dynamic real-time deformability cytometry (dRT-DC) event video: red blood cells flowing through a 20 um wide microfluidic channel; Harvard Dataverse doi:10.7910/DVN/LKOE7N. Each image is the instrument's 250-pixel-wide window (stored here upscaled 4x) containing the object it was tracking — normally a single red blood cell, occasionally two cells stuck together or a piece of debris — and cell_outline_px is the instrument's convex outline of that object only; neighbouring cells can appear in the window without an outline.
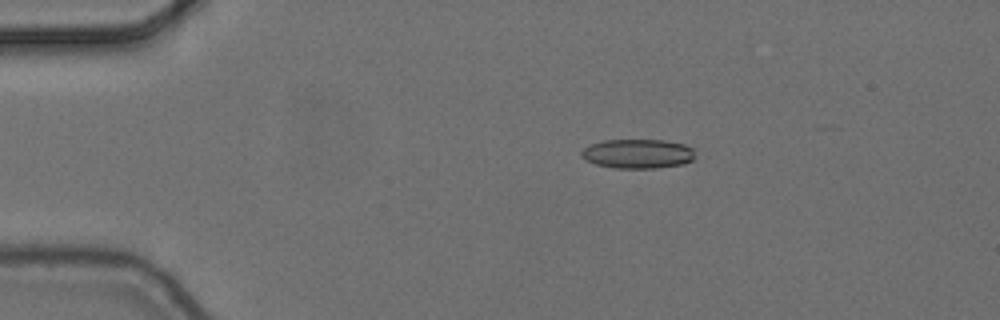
{"species": "common noctule bat (a hibernating species)", "species_latin": "Nyctalus noctula", "temperature_condition": "cold", "stored_images_in_passage": 6, "camera_frame_rate_fps": 3000, "um_per_image_px": 0.085, "animal": {"sex": "female", "body_mass_g": 24.6, "forearm_length_mm": 56.2}, "frame": {"image": 1, "passage_image": 3, "time_ms": 0.667, "image_size_px": [1000, 320], "cell_outline_px": [[696, 156], [692, 160], [684, 164], [656, 168], [612, 168], [596, 164], [584, 160], [580, 156], [580, 152], [584, 148], [592, 144], [604, 140], [664, 140], [684, 144], [692, 148]], "centroid_in_image_um": [54.2, 13.07], "position_along_channel_um": 30.8, "area_um2": 19.59}}
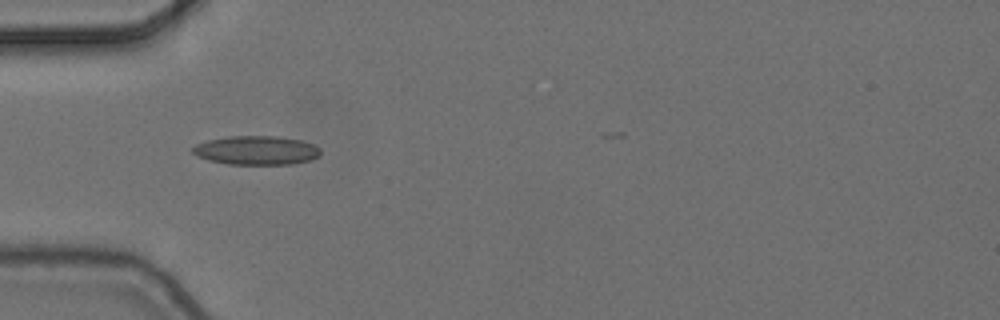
{"frame": {"image": 2, "passage_image": 5, "time_ms": 1.333, "image_size_px": [1000, 320], "cell_outline_px": [[320, 156], [312, 160], [292, 164], [228, 164], [208, 160], [196, 156], [192, 152], [192, 148], [196, 144], [208, 140], [228, 136], [276, 136], [300, 140], [316, 144], [320, 148]], "centroid_in_image_um": [21.82, 12.78], "position_along_channel_um": 63.2, "area_um2": 21.73}}
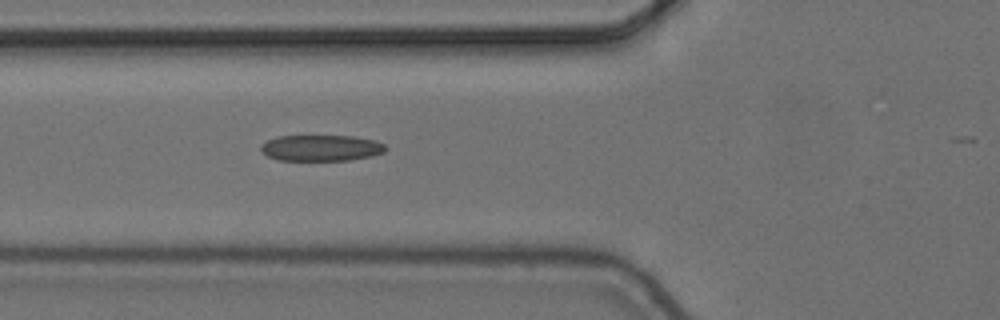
{"frame": {"image": 3, "passage_image": 6, "time_ms": 1.667, "image_size_px": [1000, 320], "cell_outline_px": [[388, 148], [384, 152], [372, 156], [348, 160], [280, 160], [268, 156], [260, 148], [260, 144], [276, 136], [352, 136], [376, 140], [384, 144]], "centroid_in_image_um": [27.32, 12.57], "position_along_channel_um": 98.5, "area_um2": 18.96}}